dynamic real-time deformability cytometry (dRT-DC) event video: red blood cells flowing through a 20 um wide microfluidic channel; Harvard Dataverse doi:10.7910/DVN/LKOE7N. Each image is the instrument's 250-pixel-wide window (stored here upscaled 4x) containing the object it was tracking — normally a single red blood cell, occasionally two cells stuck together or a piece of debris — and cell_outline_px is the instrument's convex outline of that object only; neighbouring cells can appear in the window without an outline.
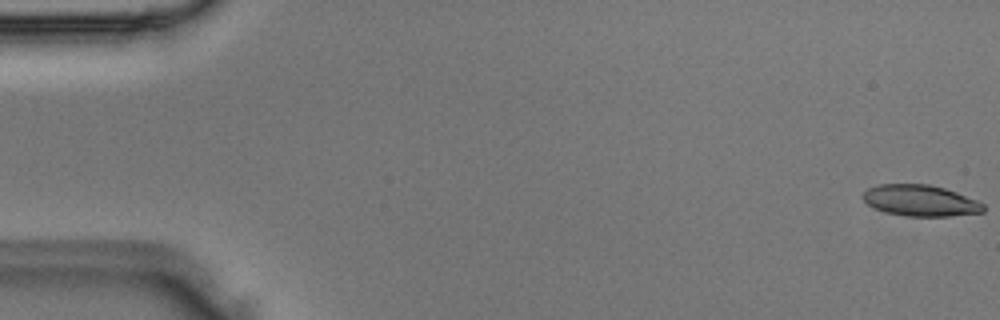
{"species": "Egyptian fruit bat (a non-hibernating species)", "species_latin": "Rousettus aegyptiacus", "temperature_condition": "room temperature", "stored_images_in_passage": 4, "camera_frame_rate_fps": 3000, "um_per_image_px": 0.085, "animal": {"sex": "male"}, "frame": {"image": 1, "passage_image": 1, "time_ms": 0.0, "image_size_px": [1000, 320], "cell_outline_px": [[984, 212], [948, 216], [904, 216], [884, 212], [868, 204], [860, 196], [868, 188], [876, 184], [928, 184], [944, 188], [956, 192], [976, 200], [984, 204]], "centroid_in_image_um": [78.2, 17.04], "position_along_channel_um": 6.8, "area_um2": 21.91}}
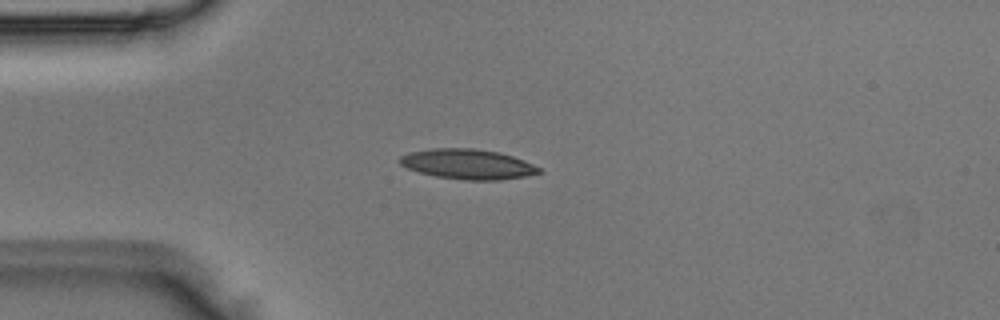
{"frame": {"image": 2, "passage_image": 4, "time_ms": 1.0, "image_size_px": [1000, 320], "cell_outline_px": [[540, 172], [524, 176], [500, 180], [464, 180], [436, 176], [420, 172], [408, 168], [400, 164], [396, 160], [400, 156], [408, 152], [432, 148], [476, 148], [496, 152], [512, 156], [524, 160], [540, 168]], "centroid_in_image_um": [39.7, 13.94], "position_along_channel_um": 45.3, "area_um2": 24.28}}